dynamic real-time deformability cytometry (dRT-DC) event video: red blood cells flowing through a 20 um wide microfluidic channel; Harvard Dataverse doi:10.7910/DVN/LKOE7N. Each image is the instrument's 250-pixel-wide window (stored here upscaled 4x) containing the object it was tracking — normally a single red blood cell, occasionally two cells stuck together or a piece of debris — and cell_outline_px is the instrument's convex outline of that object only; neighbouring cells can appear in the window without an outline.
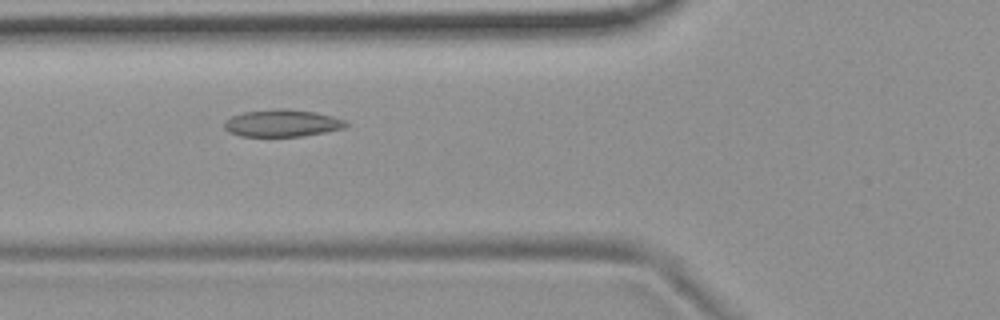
{"species": "common noctule bat (a hibernating species)", "species_latin": "Nyctalus noctula", "temperature_condition": "room temperature", "stored_images_in_passage": 6, "camera_frame_rate_fps": 3000, "um_per_image_px": 0.085, "animal": {"sex": "female", "body_mass_g": 19.9}, "frame": {"image": 1, "passage_image": 5, "time_ms": 5.667, "image_size_px": [1000, 320], "cell_outline_px": [[348, 124], [344, 128], [304, 136], [240, 136], [228, 132], [224, 128], [224, 120], [232, 116], [244, 112], [272, 108], [284, 108], [316, 112], [332, 116], [344, 120]], "centroid_in_image_um": [23.95, 10.46], "position_along_channel_um": 101.9, "area_um2": 19.36}}
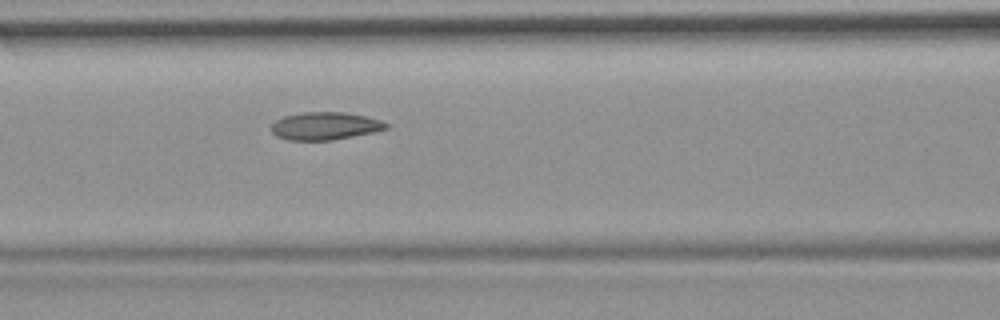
{"frame": {"image": 2, "passage_image": 6, "time_ms": 6.667, "image_size_px": [1000, 320], "cell_outline_px": [[388, 128], [372, 132], [332, 140], [288, 140], [276, 136], [272, 132], [272, 124], [276, 120], [284, 116], [300, 112], [344, 112], [364, 116], [380, 120], [388, 124]], "centroid_in_image_um": [27.59, 10.7], "position_along_channel_um": 139.0, "area_um2": 18.38}}